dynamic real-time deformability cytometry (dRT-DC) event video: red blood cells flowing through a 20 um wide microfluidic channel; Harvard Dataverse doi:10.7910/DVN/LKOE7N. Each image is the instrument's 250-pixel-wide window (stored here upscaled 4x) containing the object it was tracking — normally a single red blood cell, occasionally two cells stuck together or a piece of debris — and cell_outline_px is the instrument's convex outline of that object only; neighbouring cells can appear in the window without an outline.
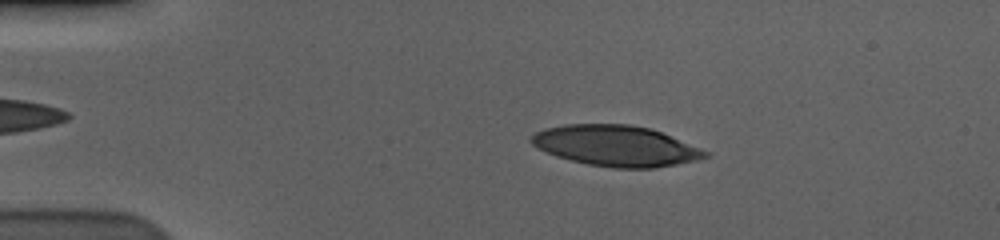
{"species": "human", "species_latin": "Homo sapiens", "temperature_condition": "cold", "stored_images_in_passage": 56, "camera_frame_rate_fps": 3000, "um_per_image_px": 0.085, "donor": {"sex": "male"}, "frame": {"image": 1, "passage_image": 10, "time_ms": 3.0, "image_size_px": [1000, 240], "cell_outline_px": [[708, 156], [696, 160], [676, 164], [652, 168], [612, 168], [588, 164], [556, 156], [532, 144], [528, 140], [536, 132], [544, 128], [564, 124], [628, 124], [648, 128], [660, 132], [708, 152]], "centroid_in_image_um": [52.3, 12.39], "position_along_channel_um": 32.7, "area_um2": 40.69}}
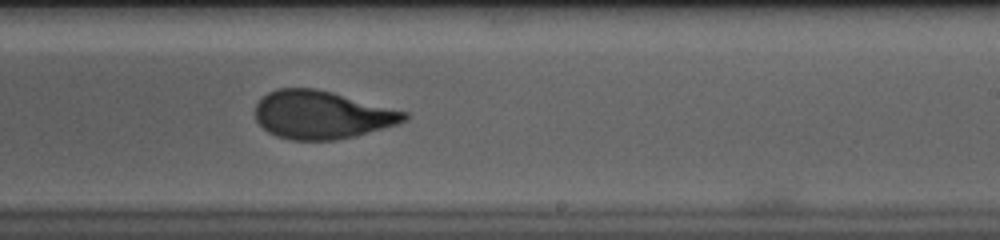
{"frame": {"image": 2, "passage_image": 34, "time_ms": 11.0, "image_size_px": [1000, 240], "cell_outline_px": [[408, 116], [404, 120], [396, 124], [356, 136], [336, 140], [292, 140], [276, 136], [268, 132], [256, 120], [256, 104], [268, 92], [276, 88], [316, 88], [332, 92], [408, 112]], "centroid_in_image_um": [27.33, 9.76], "position_along_channel_um": 261.7, "area_um2": 41.56}}
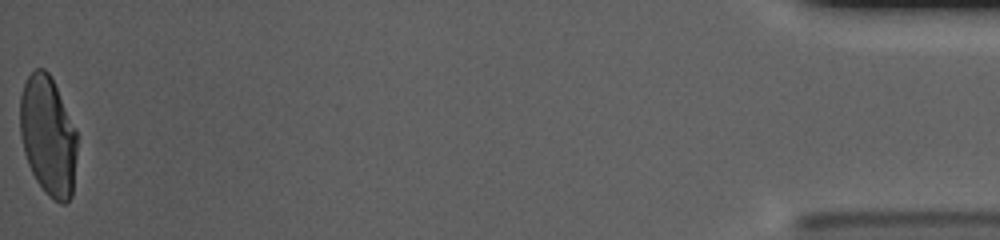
{"frame": {"image": 3, "passage_image": 56, "time_ms": 18.333, "image_size_px": [1000, 240], "cell_outline_px": [[76, 156], [72, 196], [64, 204], [60, 204], [48, 196], [44, 192], [36, 180], [28, 164], [24, 152], [20, 136], [20, 96], [24, 84], [28, 76], [36, 68], [44, 68], [52, 76], [76, 132]], "centroid_in_image_um": [4.07, 11.55], "position_along_channel_um": 431.1, "area_um2": 39.71}, "authors_computed_cell_mechanics": {"area_um2": 41.8183, "velocity_mm_per_s": 3.5885, "shape_relaxation_time_tau1_ms": 5.9025, "shape_relaxation_time_tau2_ms": 1.2923, "deformation_change_tau1": 0.2079, "deformation_change_tau2": 0.0786}}